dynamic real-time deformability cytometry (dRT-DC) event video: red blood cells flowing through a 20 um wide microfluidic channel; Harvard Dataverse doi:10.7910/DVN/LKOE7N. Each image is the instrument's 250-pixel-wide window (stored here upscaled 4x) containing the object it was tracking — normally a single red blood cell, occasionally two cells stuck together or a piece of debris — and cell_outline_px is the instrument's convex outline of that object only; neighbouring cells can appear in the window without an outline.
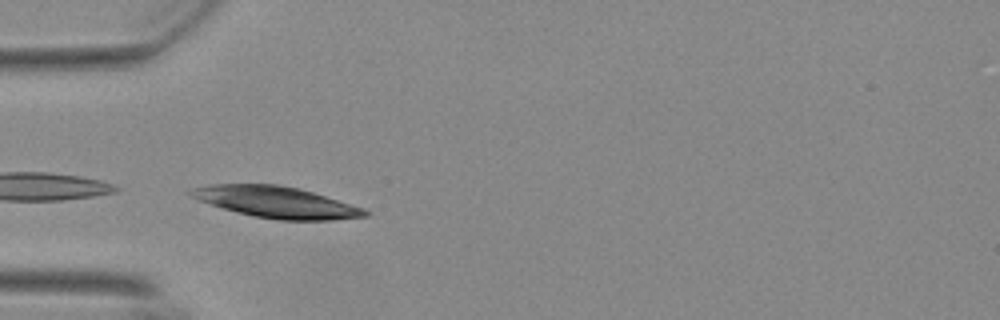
{"species": "Egyptian fruit bat (a non-hibernating species)", "species_latin": "Rousettus aegyptiacus", "temperature_condition": "warm", "stored_images_in_passage": 7, "camera_frame_rate_fps": 3000, "um_per_image_px": 0.085, "animal": {"sex": "female"}, "frame": {"image": 1, "passage_image": 1, "time_ms": 0.0, "image_size_px": [1000, 320], "cell_outline_px": [[368, 216], [332, 220], [280, 220], [256, 216], [236, 212], [208, 204], [192, 196], [188, 192], [192, 188], [212, 184], [276, 184], [296, 188], [312, 192], [364, 208], [368, 212]], "centroid_in_image_um": [23.48, 17.18], "position_along_channel_um": 61.5, "area_um2": 31.39}}
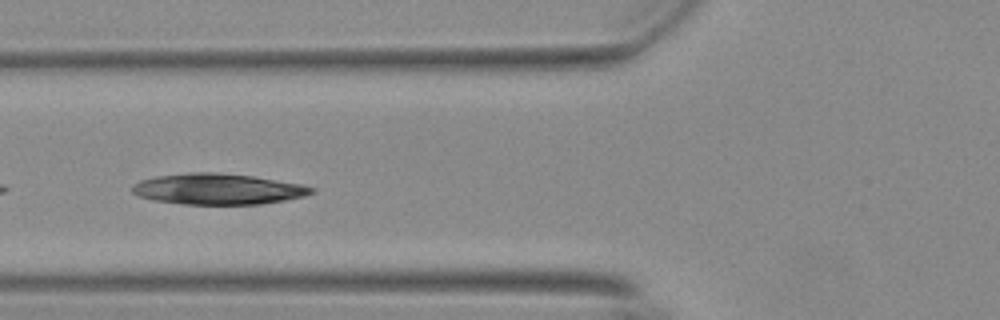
{"frame": {"image": 2, "passage_image": 5, "time_ms": 1.333, "image_size_px": [1000, 320], "cell_outline_px": [[316, 192], [304, 196], [284, 200], [260, 204], [184, 204], [152, 200], [140, 196], [132, 192], [132, 184], [140, 180], [156, 176], [192, 172], [216, 172], [252, 176], [300, 184], [316, 188]], "centroid_in_image_um": [18.51, 16.06], "position_along_channel_um": 107.3, "area_um2": 32.19}}